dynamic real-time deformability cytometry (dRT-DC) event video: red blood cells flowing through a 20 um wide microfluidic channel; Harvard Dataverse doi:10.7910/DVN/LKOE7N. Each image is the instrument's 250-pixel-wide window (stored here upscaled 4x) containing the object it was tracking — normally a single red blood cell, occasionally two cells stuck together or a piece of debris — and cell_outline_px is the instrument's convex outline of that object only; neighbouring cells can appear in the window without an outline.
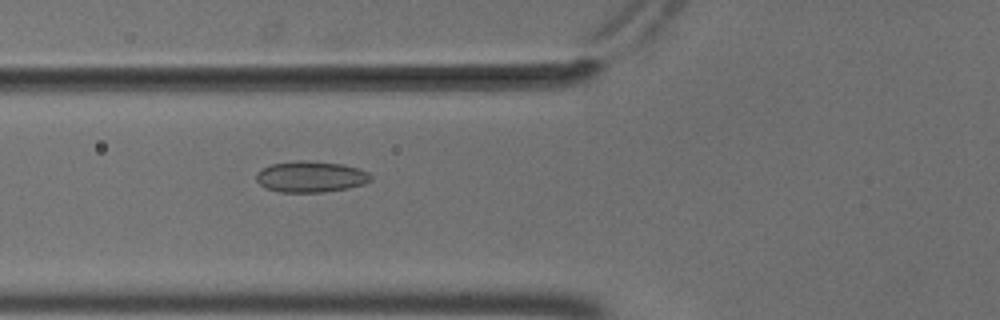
{"species": "common noctule bat (a hibernating species)", "species_latin": "Nyctalus noctula", "temperature_condition": "cold", "stored_images_in_passage": 41, "camera_frame_rate_fps": 3000, "um_per_image_px": 0.085, "animal": {"sex": "male", "body_mass_g": 18.8}, "frame": {"image": 1, "passage_image": 7, "time_ms": 2.0, "image_size_px": [1000, 320], "cell_outline_px": [[372, 180], [364, 184], [348, 188], [324, 192], [280, 192], [264, 188], [256, 180], [256, 172], [260, 168], [272, 164], [296, 160], [304, 160], [344, 164], [360, 168], [368, 172], [372, 176]], "centroid_in_image_um": [26.41, 15.01], "position_along_channel_um": 99.4, "area_um2": 21.1}}
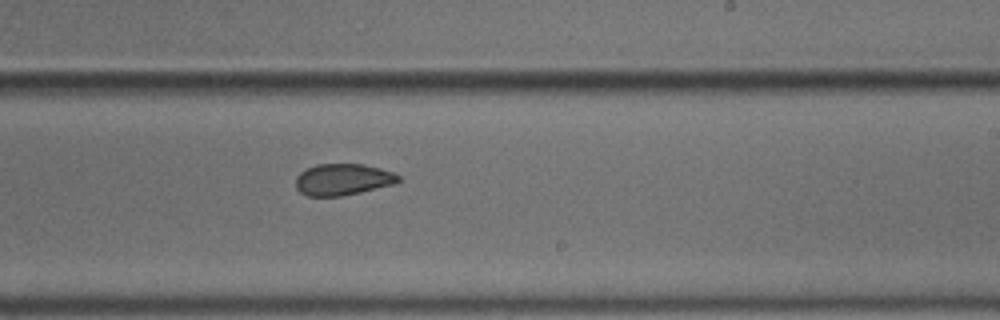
{"frame": {"image": 2, "passage_image": 20, "time_ms": 6.333, "image_size_px": [1000, 320], "cell_outline_px": [[400, 180], [396, 184], [360, 192], [340, 196], [308, 196], [300, 192], [296, 188], [296, 176], [300, 172], [316, 164], [364, 164], [380, 168], [392, 172], [400, 176]], "centroid_in_image_um": [29.15, 15.25], "position_along_channel_um": 259.9, "area_um2": 18.9}}
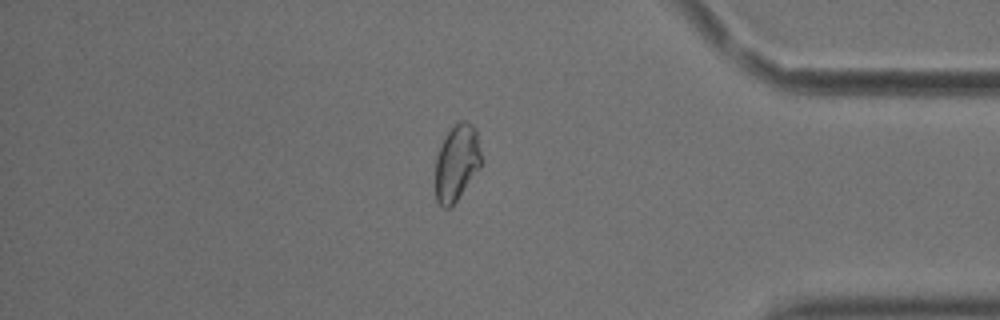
{"frame": {"image": 3, "passage_image": 33, "time_ms": 10.667, "image_size_px": [1000, 320], "cell_outline_px": [[480, 168], [456, 200], [448, 208], [444, 208], [436, 200], [436, 156], [444, 136], [460, 120], [464, 120], [472, 124], [476, 128], [480, 152]], "centroid_in_image_um": [38.81, 13.8], "position_along_channel_um": 396.4, "area_um2": 20.06}, "authors_computed_cell_mechanics": {"area_um2": 19.8254, "velocity_mm_per_s": 3.6922, "shape_relaxation_time_tau1_ms": null, "shape_relaxation_time_tau2_ms": 1.2594, "deformation_change_tau1": null, "deformation_change_tau2": 0.0566}}